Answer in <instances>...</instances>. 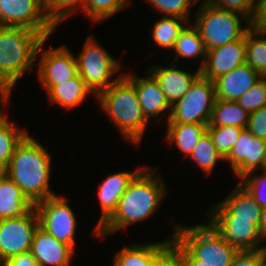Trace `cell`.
Returning <instances> with one entry per match:
<instances>
[{
    "label": "cell",
    "mask_w": 266,
    "mask_h": 266,
    "mask_svg": "<svg viewBox=\"0 0 266 266\" xmlns=\"http://www.w3.org/2000/svg\"><path fill=\"white\" fill-rule=\"evenodd\" d=\"M44 39L38 46L36 56L40 53L38 77L47 92L53 85L70 80L78 75L77 59L67 46L43 49ZM41 47V48H40ZM43 49V50H42Z\"/></svg>",
    "instance_id": "12"
},
{
    "label": "cell",
    "mask_w": 266,
    "mask_h": 266,
    "mask_svg": "<svg viewBox=\"0 0 266 266\" xmlns=\"http://www.w3.org/2000/svg\"><path fill=\"white\" fill-rule=\"evenodd\" d=\"M0 26L28 28L45 39L57 27L44 12L42 0H0Z\"/></svg>",
    "instance_id": "11"
},
{
    "label": "cell",
    "mask_w": 266,
    "mask_h": 266,
    "mask_svg": "<svg viewBox=\"0 0 266 266\" xmlns=\"http://www.w3.org/2000/svg\"><path fill=\"white\" fill-rule=\"evenodd\" d=\"M76 59L78 74L93 92V95L95 94V97L122 76L120 73L117 75L118 77L112 79L114 74L121 71V65L95 41L92 35L87 37L83 49Z\"/></svg>",
    "instance_id": "7"
},
{
    "label": "cell",
    "mask_w": 266,
    "mask_h": 266,
    "mask_svg": "<svg viewBox=\"0 0 266 266\" xmlns=\"http://www.w3.org/2000/svg\"><path fill=\"white\" fill-rule=\"evenodd\" d=\"M189 23L177 17L162 16L156 21L152 29V39L160 48L172 50L180 32Z\"/></svg>",
    "instance_id": "29"
},
{
    "label": "cell",
    "mask_w": 266,
    "mask_h": 266,
    "mask_svg": "<svg viewBox=\"0 0 266 266\" xmlns=\"http://www.w3.org/2000/svg\"><path fill=\"white\" fill-rule=\"evenodd\" d=\"M153 266H184L182 244L174 236L154 254Z\"/></svg>",
    "instance_id": "36"
},
{
    "label": "cell",
    "mask_w": 266,
    "mask_h": 266,
    "mask_svg": "<svg viewBox=\"0 0 266 266\" xmlns=\"http://www.w3.org/2000/svg\"><path fill=\"white\" fill-rule=\"evenodd\" d=\"M174 236L202 264L230 266L239 251L230 245L207 221L195 226L173 225Z\"/></svg>",
    "instance_id": "5"
},
{
    "label": "cell",
    "mask_w": 266,
    "mask_h": 266,
    "mask_svg": "<svg viewBox=\"0 0 266 266\" xmlns=\"http://www.w3.org/2000/svg\"><path fill=\"white\" fill-rule=\"evenodd\" d=\"M210 5L246 16L251 20L256 0H205Z\"/></svg>",
    "instance_id": "39"
},
{
    "label": "cell",
    "mask_w": 266,
    "mask_h": 266,
    "mask_svg": "<svg viewBox=\"0 0 266 266\" xmlns=\"http://www.w3.org/2000/svg\"><path fill=\"white\" fill-rule=\"evenodd\" d=\"M166 140L175 143L184 154L189 157L198 141L207 132L208 124L198 123H167Z\"/></svg>",
    "instance_id": "24"
},
{
    "label": "cell",
    "mask_w": 266,
    "mask_h": 266,
    "mask_svg": "<svg viewBox=\"0 0 266 266\" xmlns=\"http://www.w3.org/2000/svg\"><path fill=\"white\" fill-rule=\"evenodd\" d=\"M190 157L193 161L197 162L198 166L205 174L212 172L217 160H224V158L218 153L208 132H206L198 141L189 158Z\"/></svg>",
    "instance_id": "31"
},
{
    "label": "cell",
    "mask_w": 266,
    "mask_h": 266,
    "mask_svg": "<svg viewBox=\"0 0 266 266\" xmlns=\"http://www.w3.org/2000/svg\"><path fill=\"white\" fill-rule=\"evenodd\" d=\"M194 16V23L191 24L197 28L206 50L239 40L251 28L246 16L214 7L204 0ZM242 19L246 27H242Z\"/></svg>",
    "instance_id": "6"
},
{
    "label": "cell",
    "mask_w": 266,
    "mask_h": 266,
    "mask_svg": "<svg viewBox=\"0 0 266 266\" xmlns=\"http://www.w3.org/2000/svg\"><path fill=\"white\" fill-rule=\"evenodd\" d=\"M131 0H84L82 10L93 22H102L130 5Z\"/></svg>",
    "instance_id": "32"
},
{
    "label": "cell",
    "mask_w": 266,
    "mask_h": 266,
    "mask_svg": "<svg viewBox=\"0 0 266 266\" xmlns=\"http://www.w3.org/2000/svg\"><path fill=\"white\" fill-rule=\"evenodd\" d=\"M264 239H266V237ZM262 251H263L264 256L266 257V245L262 247Z\"/></svg>",
    "instance_id": "47"
},
{
    "label": "cell",
    "mask_w": 266,
    "mask_h": 266,
    "mask_svg": "<svg viewBox=\"0 0 266 266\" xmlns=\"http://www.w3.org/2000/svg\"><path fill=\"white\" fill-rule=\"evenodd\" d=\"M262 208L254 200L248 190L238 182L232 192L218 204L214 205L208 214L210 219H243L251 220L259 227Z\"/></svg>",
    "instance_id": "14"
},
{
    "label": "cell",
    "mask_w": 266,
    "mask_h": 266,
    "mask_svg": "<svg viewBox=\"0 0 266 266\" xmlns=\"http://www.w3.org/2000/svg\"><path fill=\"white\" fill-rule=\"evenodd\" d=\"M165 243L166 240L125 246L114 256L113 266H153L154 254Z\"/></svg>",
    "instance_id": "25"
},
{
    "label": "cell",
    "mask_w": 266,
    "mask_h": 266,
    "mask_svg": "<svg viewBox=\"0 0 266 266\" xmlns=\"http://www.w3.org/2000/svg\"><path fill=\"white\" fill-rule=\"evenodd\" d=\"M146 73L147 75L142 78L130 73L123 75L135 86L144 116L150 121L164 111H168L166 119L168 121L172 105L168 102L155 77L148 70Z\"/></svg>",
    "instance_id": "17"
},
{
    "label": "cell",
    "mask_w": 266,
    "mask_h": 266,
    "mask_svg": "<svg viewBox=\"0 0 266 266\" xmlns=\"http://www.w3.org/2000/svg\"><path fill=\"white\" fill-rule=\"evenodd\" d=\"M249 114L266 106V77H262L236 101Z\"/></svg>",
    "instance_id": "37"
},
{
    "label": "cell",
    "mask_w": 266,
    "mask_h": 266,
    "mask_svg": "<svg viewBox=\"0 0 266 266\" xmlns=\"http://www.w3.org/2000/svg\"><path fill=\"white\" fill-rule=\"evenodd\" d=\"M263 256L262 249L241 250L237 252L230 266H256Z\"/></svg>",
    "instance_id": "41"
},
{
    "label": "cell",
    "mask_w": 266,
    "mask_h": 266,
    "mask_svg": "<svg viewBox=\"0 0 266 266\" xmlns=\"http://www.w3.org/2000/svg\"><path fill=\"white\" fill-rule=\"evenodd\" d=\"M33 206L10 178H0V219L22 216Z\"/></svg>",
    "instance_id": "22"
},
{
    "label": "cell",
    "mask_w": 266,
    "mask_h": 266,
    "mask_svg": "<svg viewBox=\"0 0 266 266\" xmlns=\"http://www.w3.org/2000/svg\"><path fill=\"white\" fill-rule=\"evenodd\" d=\"M262 172L264 173L259 174V176L255 175L256 171L250 172L239 182L248 190L261 208H264L266 207V170Z\"/></svg>",
    "instance_id": "38"
},
{
    "label": "cell",
    "mask_w": 266,
    "mask_h": 266,
    "mask_svg": "<svg viewBox=\"0 0 266 266\" xmlns=\"http://www.w3.org/2000/svg\"><path fill=\"white\" fill-rule=\"evenodd\" d=\"M96 99L123 138L138 146L150 121L144 116L135 86L122 74Z\"/></svg>",
    "instance_id": "3"
},
{
    "label": "cell",
    "mask_w": 266,
    "mask_h": 266,
    "mask_svg": "<svg viewBox=\"0 0 266 266\" xmlns=\"http://www.w3.org/2000/svg\"><path fill=\"white\" fill-rule=\"evenodd\" d=\"M155 169L145 167L120 197L113 215L97 230L100 238L152 216L166 195V185Z\"/></svg>",
    "instance_id": "1"
},
{
    "label": "cell",
    "mask_w": 266,
    "mask_h": 266,
    "mask_svg": "<svg viewBox=\"0 0 266 266\" xmlns=\"http://www.w3.org/2000/svg\"><path fill=\"white\" fill-rule=\"evenodd\" d=\"M1 266H38L31 252L9 258Z\"/></svg>",
    "instance_id": "42"
},
{
    "label": "cell",
    "mask_w": 266,
    "mask_h": 266,
    "mask_svg": "<svg viewBox=\"0 0 266 266\" xmlns=\"http://www.w3.org/2000/svg\"><path fill=\"white\" fill-rule=\"evenodd\" d=\"M51 103L60 107L72 109L85 101L89 93H93L78 74L76 77L53 85L47 92Z\"/></svg>",
    "instance_id": "23"
},
{
    "label": "cell",
    "mask_w": 266,
    "mask_h": 266,
    "mask_svg": "<svg viewBox=\"0 0 266 266\" xmlns=\"http://www.w3.org/2000/svg\"><path fill=\"white\" fill-rule=\"evenodd\" d=\"M38 226L34 206L22 216L0 219V266L11 257L31 251Z\"/></svg>",
    "instance_id": "10"
},
{
    "label": "cell",
    "mask_w": 266,
    "mask_h": 266,
    "mask_svg": "<svg viewBox=\"0 0 266 266\" xmlns=\"http://www.w3.org/2000/svg\"><path fill=\"white\" fill-rule=\"evenodd\" d=\"M261 78L257 71L243 63L213 81L216 99L237 101Z\"/></svg>",
    "instance_id": "20"
},
{
    "label": "cell",
    "mask_w": 266,
    "mask_h": 266,
    "mask_svg": "<svg viewBox=\"0 0 266 266\" xmlns=\"http://www.w3.org/2000/svg\"><path fill=\"white\" fill-rule=\"evenodd\" d=\"M249 115L236 101L216 99L208 126L246 128Z\"/></svg>",
    "instance_id": "27"
},
{
    "label": "cell",
    "mask_w": 266,
    "mask_h": 266,
    "mask_svg": "<svg viewBox=\"0 0 266 266\" xmlns=\"http://www.w3.org/2000/svg\"><path fill=\"white\" fill-rule=\"evenodd\" d=\"M172 52H174L175 55L174 62L182 57L184 59L199 57L200 60L203 58L198 67L199 69L203 66L207 54L204 41L200 37L197 28L191 24H187L180 32Z\"/></svg>",
    "instance_id": "26"
},
{
    "label": "cell",
    "mask_w": 266,
    "mask_h": 266,
    "mask_svg": "<svg viewBox=\"0 0 266 266\" xmlns=\"http://www.w3.org/2000/svg\"><path fill=\"white\" fill-rule=\"evenodd\" d=\"M182 258L184 266H210L202 264V261L196 259L183 245H182Z\"/></svg>",
    "instance_id": "44"
},
{
    "label": "cell",
    "mask_w": 266,
    "mask_h": 266,
    "mask_svg": "<svg viewBox=\"0 0 266 266\" xmlns=\"http://www.w3.org/2000/svg\"><path fill=\"white\" fill-rule=\"evenodd\" d=\"M211 226L233 247L241 250L262 249L265 241L251 220L208 219ZM262 242V243H261Z\"/></svg>",
    "instance_id": "16"
},
{
    "label": "cell",
    "mask_w": 266,
    "mask_h": 266,
    "mask_svg": "<svg viewBox=\"0 0 266 266\" xmlns=\"http://www.w3.org/2000/svg\"><path fill=\"white\" fill-rule=\"evenodd\" d=\"M12 89L13 87L5 85V84H0V103L5 104L9 102V97L12 94ZM2 109L0 108V125L4 123L7 120L6 115L4 112L1 111Z\"/></svg>",
    "instance_id": "43"
},
{
    "label": "cell",
    "mask_w": 266,
    "mask_h": 266,
    "mask_svg": "<svg viewBox=\"0 0 266 266\" xmlns=\"http://www.w3.org/2000/svg\"><path fill=\"white\" fill-rule=\"evenodd\" d=\"M246 63L266 77V29L251 27L245 33Z\"/></svg>",
    "instance_id": "28"
},
{
    "label": "cell",
    "mask_w": 266,
    "mask_h": 266,
    "mask_svg": "<svg viewBox=\"0 0 266 266\" xmlns=\"http://www.w3.org/2000/svg\"><path fill=\"white\" fill-rule=\"evenodd\" d=\"M44 39L28 28L0 26V84L14 87L26 71L34 68L38 46Z\"/></svg>",
    "instance_id": "4"
},
{
    "label": "cell",
    "mask_w": 266,
    "mask_h": 266,
    "mask_svg": "<svg viewBox=\"0 0 266 266\" xmlns=\"http://www.w3.org/2000/svg\"><path fill=\"white\" fill-rule=\"evenodd\" d=\"M39 226L73 249L75 248V231L77 219L75 212L63 195H55L34 204Z\"/></svg>",
    "instance_id": "9"
},
{
    "label": "cell",
    "mask_w": 266,
    "mask_h": 266,
    "mask_svg": "<svg viewBox=\"0 0 266 266\" xmlns=\"http://www.w3.org/2000/svg\"><path fill=\"white\" fill-rule=\"evenodd\" d=\"M215 101L214 82L200 75L183 97L172 104L167 123L209 124Z\"/></svg>",
    "instance_id": "8"
},
{
    "label": "cell",
    "mask_w": 266,
    "mask_h": 266,
    "mask_svg": "<svg viewBox=\"0 0 266 266\" xmlns=\"http://www.w3.org/2000/svg\"><path fill=\"white\" fill-rule=\"evenodd\" d=\"M27 134L24 129L16 127L14 121L7 119L0 125V168L5 173L15 148Z\"/></svg>",
    "instance_id": "30"
},
{
    "label": "cell",
    "mask_w": 266,
    "mask_h": 266,
    "mask_svg": "<svg viewBox=\"0 0 266 266\" xmlns=\"http://www.w3.org/2000/svg\"><path fill=\"white\" fill-rule=\"evenodd\" d=\"M38 266H69L75 250L38 226L31 251Z\"/></svg>",
    "instance_id": "19"
},
{
    "label": "cell",
    "mask_w": 266,
    "mask_h": 266,
    "mask_svg": "<svg viewBox=\"0 0 266 266\" xmlns=\"http://www.w3.org/2000/svg\"><path fill=\"white\" fill-rule=\"evenodd\" d=\"M256 266H266V257L263 256L256 264Z\"/></svg>",
    "instance_id": "46"
},
{
    "label": "cell",
    "mask_w": 266,
    "mask_h": 266,
    "mask_svg": "<svg viewBox=\"0 0 266 266\" xmlns=\"http://www.w3.org/2000/svg\"><path fill=\"white\" fill-rule=\"evenodd\" d=\"M5 175V172L0 168V178H2Z\"/></svg>",
    "instance_id": "48"
},
{
    "label": "cell",
    "mask_w": 266,
    "mask_h": 266,
    "mask_svg": "<svg viewBox=\"0 0 266 266\" xmlns=\"http://www.w3.org/2000/svg\"><path fill=\"white\" fill-rule=\"evenodd\" d=\"M243 63H246L245 35L232 43L207 50L200 74L214 81Z\"/></svg>",
    "instance_id": "15"
},
{
    "label": "cell",
    "mask_w": 266,
    "mask_h": 266,
    "mask_svg": "<svg viewBox=\"0 0 266 266\" xmlns=\"http://www.w3.org/2000/svg\"><path fill=\"white\" fill-rule=\"evenodd\" d=\"M246 128L255 137L266 140V106L250 113Z\"/></svg>",
    "instance_id": "40"
},
{
    "label": "cell",
    "mask_w": 266,
    "mask_h": 266,
    "mask_svg": "<svg viewBox=\"0 0 266 266\" xmlns=\"http://www.w3.org/2000/svg\"><path fill=\"white\" fill-rule=\"evenodd\" d=\"M148 71L155 77L171 105L180 100L201 75L199 68L195 73L186 72L176 68L174 62L170 67L152 65L148 68Z\"/></svg>",
    "instance_id": "21"
},
{
    "label": "cell",
    "mask_w": 266,
    "mask_h": 266,
    "mask_svg": "<svg viewBox=\"0 0 266 266\" xmlns=\"http://www.w3.org/2000/svg\"><path fill=\"white\" fill-rule=\"evenodd\" d=\"M147 1V0H146ZM199 0H148L162 16L177 17L189 22L191 6Z\"/></svg>",
    "instance_id": "35"
},
{
    "label": "cell",
    "mask_w": 266,
    "mask_h": 266,
    "mask_svg": "<svg viewBox=\"0 0 266 266\" xmlns=\"http://www.w3.org/2000/svg\"><path fill=\"white\" fill-rule=\"evenodd\" d=\"M242 129L237 126H207V132L211 136L213 144L224 159L238 141Z\"/></svg>",
    "instance_id": "33"
},
{
    "label": "cell",
    "mask_w": 266,
    "mask_h": 266,
    "mask_svg": "<svg viewBox=\"0 0 266 266\" xmlns=\"http://www.w3.org/2000/svg\"><path fill=\"white\" fill-rule=\"evenodd\" d=\"M259 232L264 239L266 237V207L262 208L260 223H259Z\"/></svg>",
    "instance_id": "45"
},
{
    "label": "cell",
    "mask_w": 266,
    "mask_h": 266,
    "mask_svg": "<svg viewBox=\"0 0 266 266\" xmlns=\"http://www.w3.org/2000/svg\"><path fill=\"white\" fill-rule=\"evenodd\" d=\"M224 160L228 161L238 179L259 169L266 170V140L255 137L247 128H243Z\"/></svg>",
    "instance_id": "13"
},
{
    "label": "cell",
    "mask_w": 266,
    "mask_h": 266,
    "mask_svg": "<svg viewBox=\"0 0 266 266\" xmlns=\"http://www.w3.org/2000/svg\"><path fill=\"white\" fill-rule=\"evenodd\" d=\"M51 156L29 133L17 145L5 175L10 178L34 205L57 195L49 187Z\"/></svg>",
    "instance_id": "2"
},
{
    "label": "cell",
    "mask_w": 266,
    "mask_h": 266,
    "mask_svg": "<svg viewBox=\"0 0 266 266\" xmlns=\"http://www.w3.org/2000/svg\"><path fill=\"white\" fill-rule=\"evenodd\" d=\"M84 0H42V7L50 20L58 26L61 22L72 16L82 8Z\"/></svg>",
    "instance_id": "34"
},
{
    "label": "cell",
    "mask_w": 266,
    "mask_h": 266,
    "mask_svg": "<svg viewBox=\"0 0 266 266\" xmlns=\"http://www.w3.org/2000/svg\"><path fill=\"white\" fill-rule=\"evenodd\" d=\"M144 169L137 168L132 172H118L107 176L98 186V197L102 209L100 219L94 227V234L113 215L122 194L126 191L132 180Z\"/></svg>",
    "instance_id": "18"
}]
</instances>
